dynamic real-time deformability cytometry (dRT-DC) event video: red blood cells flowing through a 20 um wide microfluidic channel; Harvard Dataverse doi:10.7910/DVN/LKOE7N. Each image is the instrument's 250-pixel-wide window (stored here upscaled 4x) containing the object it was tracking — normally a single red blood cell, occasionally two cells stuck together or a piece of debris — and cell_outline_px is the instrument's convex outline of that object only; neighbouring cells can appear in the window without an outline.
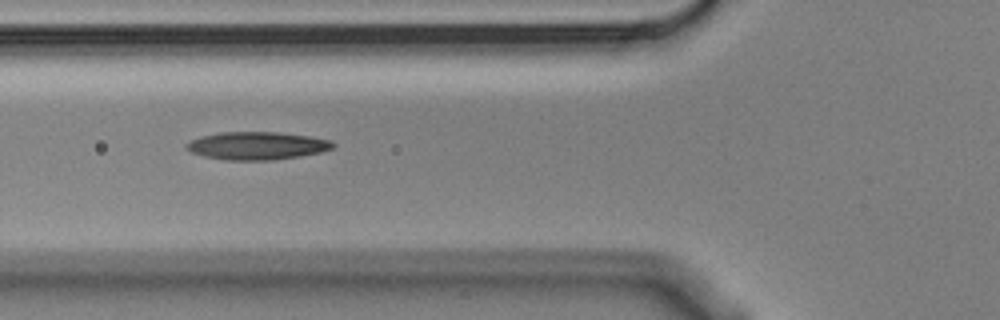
{"species": "Egyptian fruit bat (a non-hibernating species)", "species_latin": "Rousettus aegyptiacus", "temperature_condition": "cold", "stored_images_in_passage": 8, "camera_frame_rate_fps": 3000, "um_per_image_px": 0.085, "animal": {"sex": "male"}, "frame": {"image": 1, "passage_image": 6, "time_ms": 1.667, "image_size_px": [1000, 320], "cell_outline_px": [[336, 144], [332, 148], [320, 152], [300, 156], [272, 160], [228, 160], [204, 156], [192, 152], [184, 148], [184, 144], [192, 140], [204, 136], [220, 132], [276, 132], [308, 136], [332, 140]], "centroid_in_image_um": [21.85, 12.39], "position_along_channel_um": 104.0, "area_um2": 23.64}}
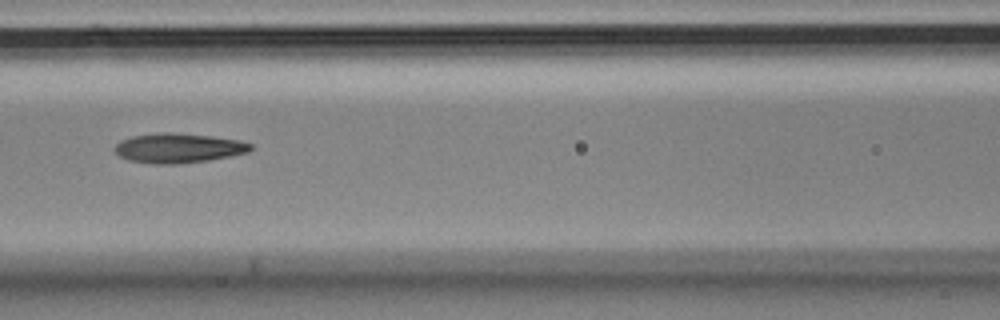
{"frame": {"image": 2, "passage_image": 7, "time_ms": 2.0, "image_size_px": [1000, 320], "cell_outline_px": [[252, 148], [248, 152], [208, 160], [176, 164], [152, 164], [128, 160], [120, 156], [112, 148], [120, 140], [132, 136], [160, 132], [172, 132], [212, 136], [236, 140], [252, 144]], "centroid_in_image_um": [15.1, 12.58], "position_along_channel_um": 151.5, "area_um2": 23.41}}
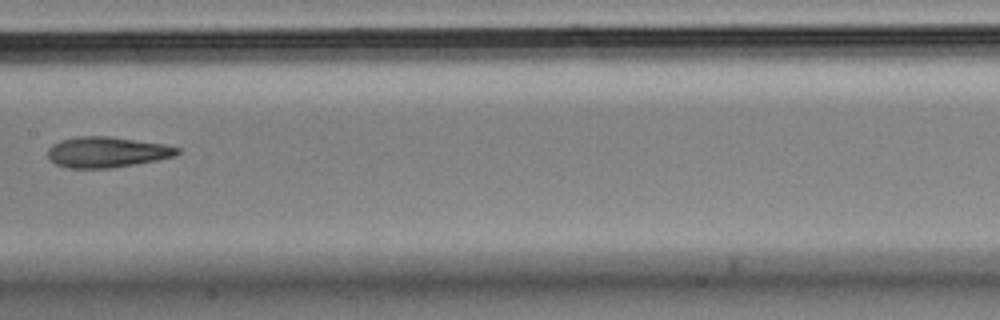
{"frame": {"image": 3, "passage_image": 8, "time_ms": 2.333, "image_size_px": [1000, 320], "cell_outline_px": [[180, 152], [176, 156], [136, 164], [112, 168], [68, 168], [56, 164], [48, 156], [48, 148], [52, 144], [60, 140], [76, 136], [108, 136], [164, 144], [180, 148]], "centroid_in_image_um": [9.08, 12.93], "position_along_channel_um": 198.3, "area_um2": 23.18}}